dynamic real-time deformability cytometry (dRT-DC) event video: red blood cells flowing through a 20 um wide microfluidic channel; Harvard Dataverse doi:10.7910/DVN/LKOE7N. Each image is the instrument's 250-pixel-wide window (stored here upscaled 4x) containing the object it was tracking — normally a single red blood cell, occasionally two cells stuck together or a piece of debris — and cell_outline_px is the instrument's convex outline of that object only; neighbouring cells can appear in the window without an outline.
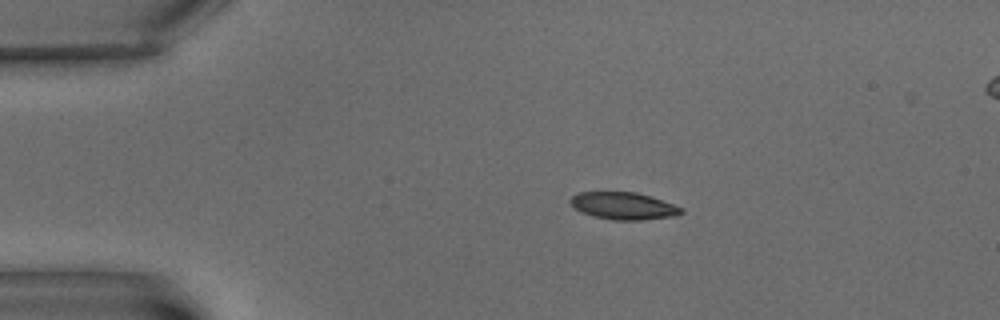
{"species": "common noctule bat (a hibernating species)", "species_latin": "Nyctalus noctula", "temperature_condition": "warm", "stored_images_in_passage": 3, "camera_frame_rate_fps": 3000, "um_per_image_px": 0.085, "animal": {"sex": "male", "body_mass_g": 15.6}, "frame": {"image": 1, "passage_image": 1, "time_ms": 0.0, "image_size_px": [1000, 320], "cell_outline_px": [[684, 212], [676, 216], [640, 220], [612, 220], [592, 216], [576, 208], [568, 200], [572, 196], [580, 192], [636, 192], [652, 196], [684, 208]], "centroid_in_image_um": [53.05, 17.5], "position_along_channel_um": 32.0, "area_um2": 17.63}}